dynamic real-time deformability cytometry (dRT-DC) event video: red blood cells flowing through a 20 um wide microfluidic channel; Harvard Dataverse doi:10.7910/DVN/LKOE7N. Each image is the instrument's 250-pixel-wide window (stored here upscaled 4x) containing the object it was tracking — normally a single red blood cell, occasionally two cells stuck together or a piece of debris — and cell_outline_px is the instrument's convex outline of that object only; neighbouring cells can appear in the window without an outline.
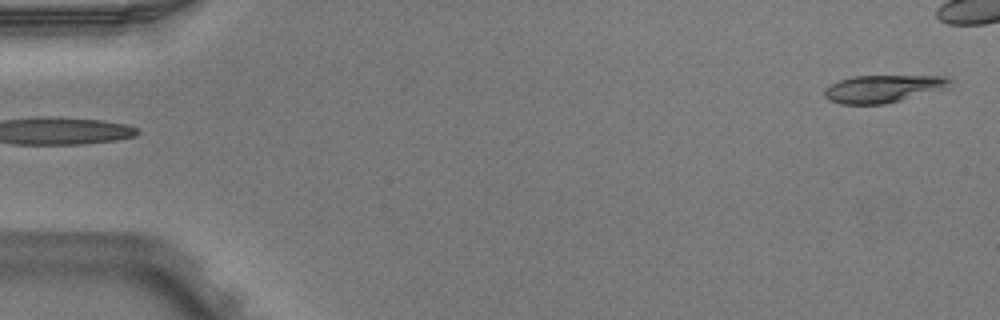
{"species": "Egyptian fruit bat (a non-hibernating species)", "species_latin": "Rousettus aegyptiacus", "temperature_condition": "warm", "stored_images_in_passage": 5, "segment_of_instrument_passage": [2, 2], "camera_frame_rate_fps": 3000, "um_per_image_px": 0.085, "animal": {"sex": "male"}, "frame": {"image": 1, "passage_image": 5, "time_ms": 1.333, "image_size_px": [1000, 320], "cell_outline_px": [[952, 80], [948, 88], [884, 104], [840, 104], [828, 100], [824, 96], [824, 88], [840, 80], [852, 76], [944, 76]], "centroid_in_image_um": [75.04, 7.54], "position_along_channel_um": 10.0, "area_um2": 20.06}}